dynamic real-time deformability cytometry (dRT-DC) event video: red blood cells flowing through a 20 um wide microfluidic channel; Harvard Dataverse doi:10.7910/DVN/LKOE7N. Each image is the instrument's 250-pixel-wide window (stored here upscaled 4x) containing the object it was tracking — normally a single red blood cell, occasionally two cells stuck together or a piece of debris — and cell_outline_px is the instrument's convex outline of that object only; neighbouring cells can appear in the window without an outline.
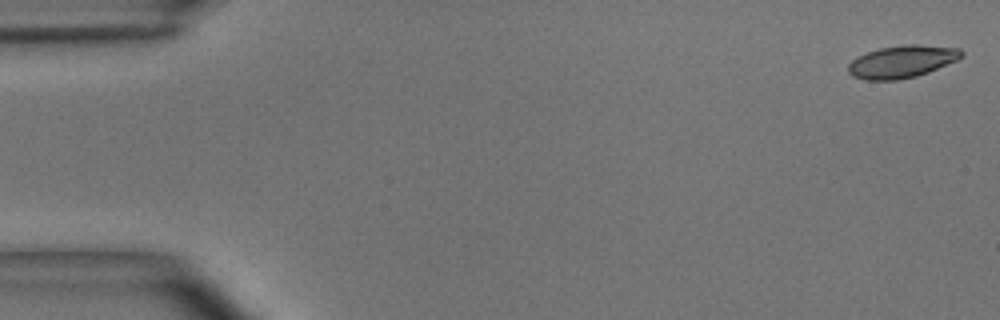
{"species": "common noctule bat (a hibernating species)", "species_latin": "Nyctalus noctula", "temperature_condition": "room temperature", "stored_images_in_passage": 49, "camera_frame_rate_fps": 3000, "um_per_image_px": 0.085, "animal": {"sex": "male", "body_mass_g": 15.6}, "frame": {"image": 1, "passage_image": 1, "time_ms": 0.0, "image_size_px": [1000, 320], "cell_outline_px": [[964, 56], [956, 60], [928, 72], [916, 76], [896, 80], [864, 80], [852, 76], [848, 72], [848, 64], [856, 56], [880, 48], [904, 44], [916, 44], [960, 48], [964, 52]], "centroid_in_image_um": [76.65, 5.23], "position_along_channel_um": 8.3, "area_um2": 21.44}}
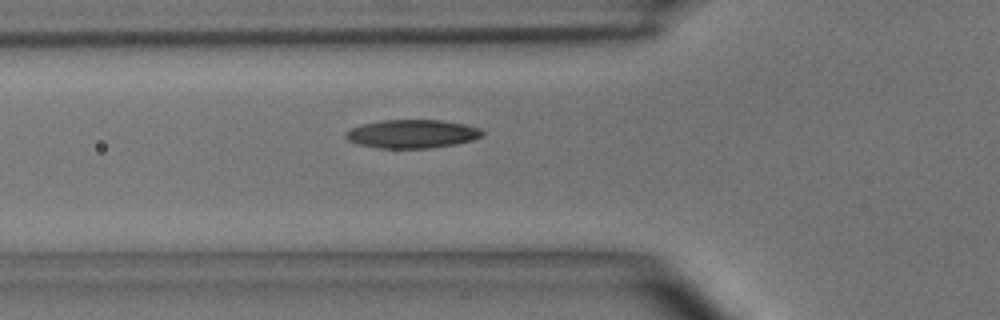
{"frame": {"image": 2, "passage_image": 17, "time_ms": 5.333, "image_size_px": [1000, 320], "cell_outline_px": [[484, 136], [472, 140], [456, 144], [428, 148], [380, 148], [360, 144], [348, 140], [344, 136], [344, 132], [352, 128], [364, 124], [380, 120], [440, 120], [464, 124], [480, 128], [484, 132]], "centroid_in_image_um": [35.05, 11.37], "position_along_channel_um": 90.7, "area_um2": 22.6}}
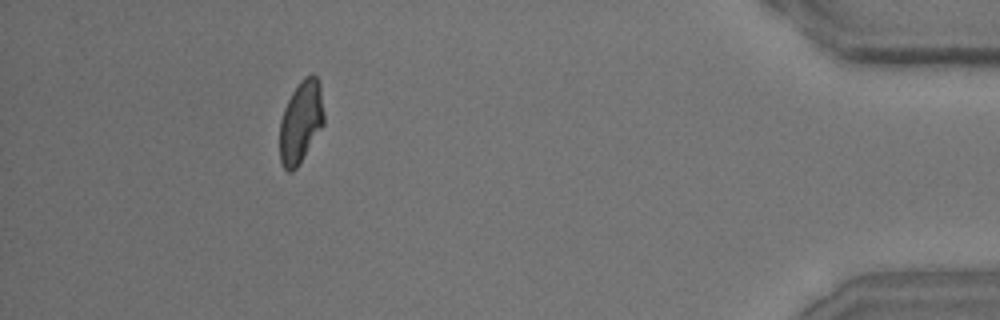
{"frame": {"image": 3, "passage_image": 45, "time_ms": 14.667, "image_size_px": [1000, 320], "cell_outline_px": [[324, 124], [296, 168], [292, 172], [288, 172], [284, 168], [280, 160], [280, 120], [284, 108], [292, 92], [300, 80], [304, 76], [312, 72], [316, 76], [320, 84], [324, 116]], "centroid_in_image_um": [25.57, 10.32], "position_along_channel_um": 409.6, "area_um2": 21.15}, "authors_computed_cell_mechanics": {"area_um2": 21.7328, "velocity_mm_per_s": 4.0095, "shape_relaxation_time_tau1_ms": 5.2873, "shape_relaxation_time_tau2_ms": 5.3466, "deformation_change_tau1": 0.158, "deformation_change_tau2": 0.1242}}